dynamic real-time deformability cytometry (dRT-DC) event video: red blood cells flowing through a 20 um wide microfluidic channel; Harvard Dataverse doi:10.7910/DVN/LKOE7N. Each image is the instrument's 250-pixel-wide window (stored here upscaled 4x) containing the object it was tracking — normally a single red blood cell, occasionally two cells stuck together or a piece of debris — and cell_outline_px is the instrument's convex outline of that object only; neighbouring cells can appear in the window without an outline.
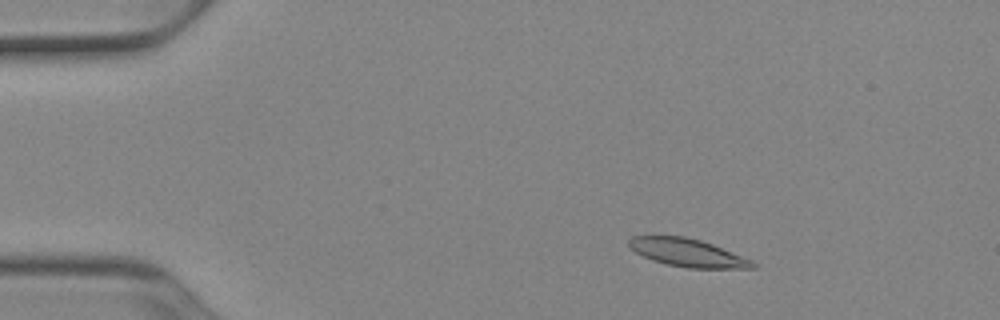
{"species": "Egyptian fruit bat (a non-hibernating species)", "species_latin": "Rousettus aegyptiacus", "temperature_condition": "cold", "stored_images_in_passage": 51, "camera_frame_rate_fps": 3000, "um_per_image_px": 0.085, "animal": {"sex": "female"}, "frame": {"image": 1, "passage_image": 7, "time_ms": 2.0, "image_size_px": [1000, 320], "cell_outline_px": [[756, 268], [688, 268], [668, 264], [652, 260], [636, 252], [628, 244], [628, 240], [632, 236], [684, 236], [700, 240], [712, 244], [752, 260], [756, 264]], "centroid_in_image_um": [58.45, 21.48], "position_along_channel_um": 26.5, "area_um2": 19.88}}
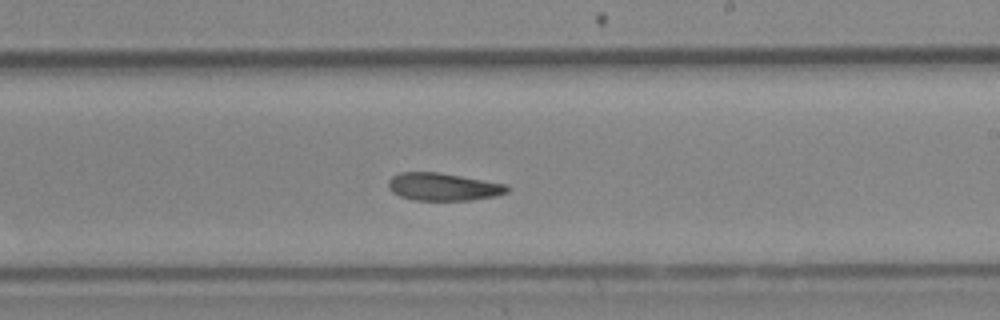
{"frame": {"image": 2, "passage_image": 30, "time_ms": 9.667, "image_size_px": [1000, 320], "cell_outline_px": [[508, 192], [496, 196], [468, 200], [416, 200], [400, 196], [392, 192], [388, 188], [388, 180], [392, 176], [400, 172], [440, 172], [504, 184], [508, 188]], "centroid_in_image_um": [37.62, 15.87], "position_along_channel_um": 251.4, "area_um2": 19.02}}
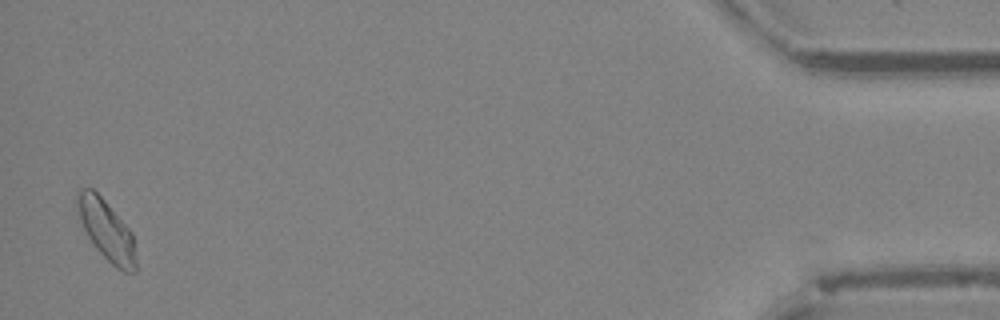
{"frame": {"image": 3, "passage_image": 50, "time_ms": 16.333, "image_size_px": [1000, 320], "cell_outline_px": [[136, 272], [124, 272], [116, 268], [96, 248], [88, 236], [84, 228], [76, 204], [76, 192], [80, 188], [92, 188], [104, 200], [132, 232], [136, 264]], "centroid_in_image_um": [9.05, 19.56], "position_along_channel_um": 426.2, "area_um2": 20.17}, "authors_computed_cell_mechanics": {"area_um2": 19.8832, "velocity_mm_per_s": 3.8694, "shape_relaxation_time_tau1_ms": null, "shape_relaxation_time_tau2_ms": 4.6377, "deformation_change_tau1": null, "deformation_change_tau2": 0.1099}}